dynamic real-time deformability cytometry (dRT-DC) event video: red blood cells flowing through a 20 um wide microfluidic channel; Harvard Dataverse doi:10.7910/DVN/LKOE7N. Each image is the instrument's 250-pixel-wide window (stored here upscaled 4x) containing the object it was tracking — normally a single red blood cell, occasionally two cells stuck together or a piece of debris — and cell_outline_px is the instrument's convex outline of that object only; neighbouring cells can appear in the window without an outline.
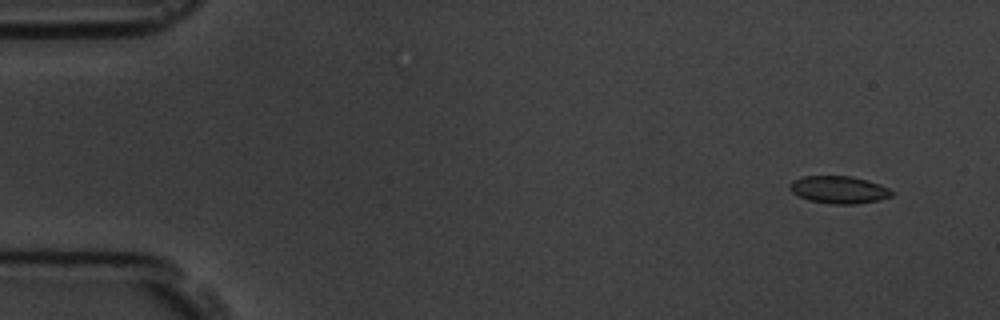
{"species": "common noctule bat (a hibernating species)", "species_latin": "Nyctalus noctula", "temperature_condition": "room temperature", "stored_images_in_passage": 15, "camera_frame_rate_fps": 3000, "um_per_image_px": 0.085, "animal": {"sex": "male", "body_mass_g": 19.5, "forearm_length_mm": 54.6}, "frame": {"image": 1, "passage_image": 2, "time_ms": 1.0, "image_size_px": [1000, 320], "cell_outline_px": [[892, 196], [880, 200], [856, 204], [832, 204], [808, 200], [792, 192], [788, 188], [788, 184], [792, 180], [800, 176], [852, 176], [868, 180], [880, 184], [888, 188], [892, 192]], "centroid_in_image_um": [71.28, 16.12], "position_along_channel_um": 13.7, "area_um2": 16.47}}
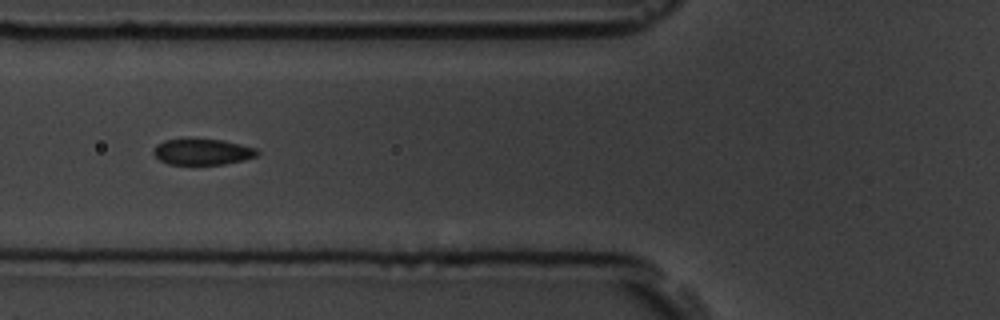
{"frame": {"image": 2, "passage_image": 6, "time_ms": 6.667, "image_size_px": [1000, 320], "cell_outline_px": [[260, 152], [256, 156], [244, 160], [224, 164], [168, 164], [160, 160], [152, 152], [152, 148], [156, 144], [164, 140], [224, 140], [256, 148]], "centroid_in_image_um": [17.2, 12.91], "position_along_channel_um": 108.6, "area_um2": 15.55}}
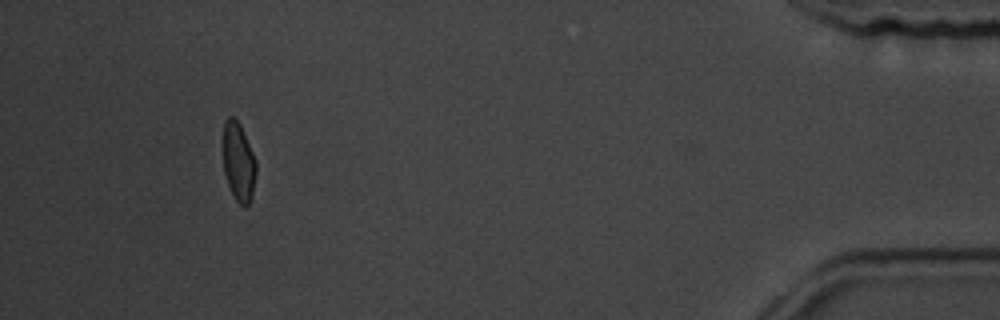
{"frame": {"image": 3, "passage_image": 14, "time_ms": 16.667, "image_size_px": [1000, 320], "cell_outline_px": [[256, 172], [252, 196], [248, 204], [244, 208], [236, 200], [228, 184], [224, 172], [220, 140], [224, 120], [228, 116], [236, 116], [240, 124], [256, 160]], "centroid_in_image_um": [20.22, 13.67], "position_along_channel_um": 415.0, "area_um2": 15.84}, "authors_computed_cell_mechanics": {"area_um2": 16.0106, "velocity_mm_per_s": 3.7481, "shape_relaxation_time_tau1_ms": 1.5187, "shape_relaxation_time_tau2_ms": 0.7536, "deformation_change_tau1": 0.094, "deformation_change_tau2": 0.0435}}